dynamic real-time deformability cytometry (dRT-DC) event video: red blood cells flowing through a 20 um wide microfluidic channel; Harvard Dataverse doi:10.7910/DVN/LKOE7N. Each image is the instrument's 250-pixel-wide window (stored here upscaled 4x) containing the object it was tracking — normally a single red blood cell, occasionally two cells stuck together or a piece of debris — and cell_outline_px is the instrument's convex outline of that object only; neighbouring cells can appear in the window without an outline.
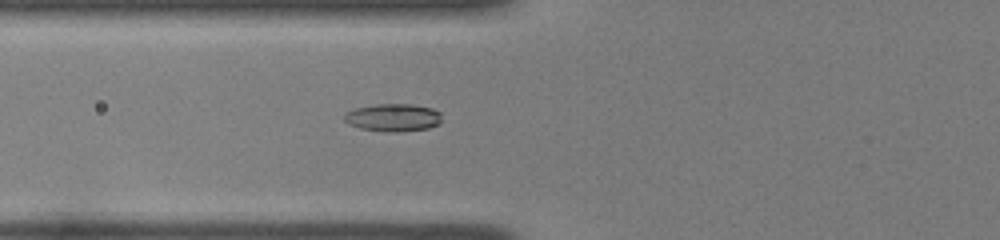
{"species": "common noctule bat (a hibernating species)", "species_latin": "Nyctalus noctula", "temperature_condition": "room temperature", "stored_images_in_passage": 36, "camera_frame_rate_fps": 3000, "um_per_image_px": 0.085, "animal": {"sex": "female", "body_mass_g": 22.0, "forearm_length_mm": 56.7}, "frame": {"image": 1, "passage_image": 6, "time_ms": 1.667, "image_size_px": [1000, 240], "cell_outline_px": [[440, 124], [428, 128], [396, 132], [392, 132], [360, 128], [348, 124], [344, 120], [344, 116], [348, 112], [356, 108], [376, 104], [412, 104], [432, 108], [440, 112]], "centroid_in_image_um": [33.43, 9.99], "position_along_channel_um": 92.4, "area_um2": 15.61}}
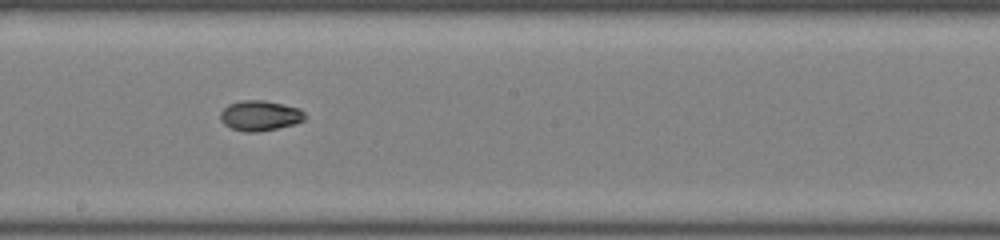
{"frame": {"image": 2, "passage_image": 16, "time_ms": 5.0, "image_size_px": [1000, 240], "cell_outline_px": [[308, 116], [304, 120], [292, 124], [260, 132], [244, 132], [232, 128], [224, 124], [220, 120], [220, 112], [228, 104], [240, 100], [264, 100], [300, 108]], "centroid_in_image_um": [22.09, 9.82], "position_along_channel_um": 226.1, "area_um2": 14.97}}
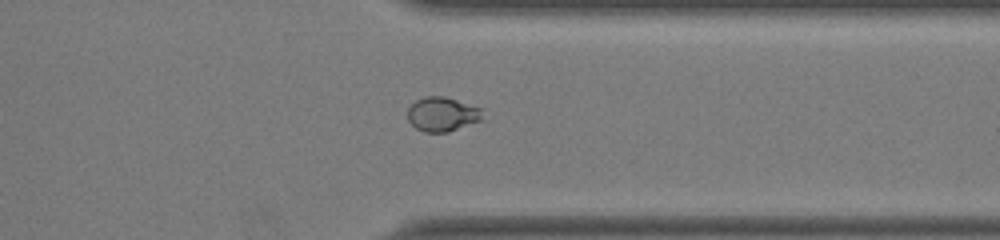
{"frame": {"image": 3, "passage_image": 27, "time_ms": 8.667, "image_size_px": [1000, 240], "cell_outline_px": [[484, 120], [448, 132], [424, 132], [416, 128], [408, 120], [408, 108], [416, 100], [424, 96], [444, 96], [480, 108]], "centroid_in_image_um": [37.6, 9.72], "position_along_channel_um": 373.8, "area_um2": 14.97}, "authors_computed_cell_mechanics": {"area_um2": 14.9124, "velocity_mm_per_s": 4.0043, "shape_relaxation_time_tau1_ms": null, "shape_relaxation_time_tau2_ms": 1.9531, "deformation_change_tau1": null, "deformation_change_tau2": 0.0431}}